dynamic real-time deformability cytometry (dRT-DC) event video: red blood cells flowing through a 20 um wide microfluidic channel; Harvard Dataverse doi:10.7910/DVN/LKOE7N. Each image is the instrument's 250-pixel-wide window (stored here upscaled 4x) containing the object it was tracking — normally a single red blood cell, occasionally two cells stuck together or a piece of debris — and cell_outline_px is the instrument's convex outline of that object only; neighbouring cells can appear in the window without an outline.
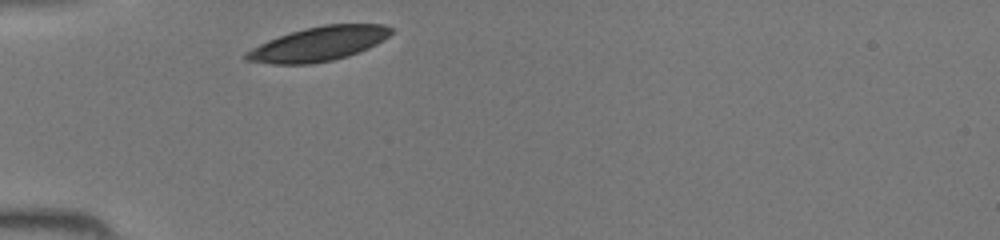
{"species": "common noctule bat (a hibernating species)", "species_latin": "Nyctalus noctula", "temperature_condition": "room temperature", "stored_images_in_passage": 27, "camera_frame_rate_fps": 3000, "um_per_image_px": 0.085, "animal": {"sex": "female", "body_mass_g": 19.5, "forearm_length_mm": 54.1}, "frame": {"image": 1, "passage_image": 1, "time_ms": 0.0, "image_size_px": [1000, 240], "cell_outline_px": [[392, 32], [384, 40], [360, 52], [348, 56], [332, 60], [308, 64], [272, 64], [244, 60], [244, 52], [268, 40], [304, 28], [324, 24], [384, 24], [392, 28]], "centroid_in_image_um": [27.08, 3.73], "position_along_channel_um": 57.9, "area_um2": 28.9}}
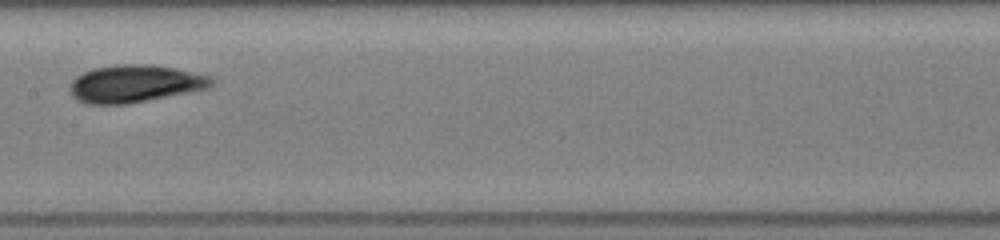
{"frame": {"image": 2, "passage_image": 11, "time_ms": 3.333, "image_size_px": [1000, 240], "cell_outline_px": [[212, 84], [208, 88], [148, 100], [124, 104], [84, 104], [76, 100], [72, 96], [72, 80], [76, 76], [92, 68], [120, 64], [152, 64], [176, 68], [212, 76]], "centroid_in_image_um": [11.46, 7.1], "position_along_channel_um": 195.9, "area_um2": 30.81}}
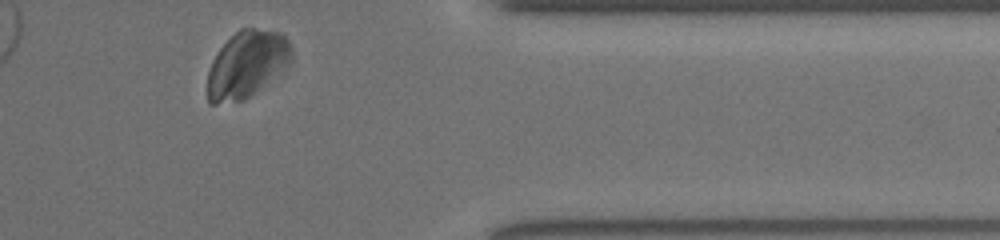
{"frame": {"image": 3, "passage_image": 25, "time_ms": 8.0, "image_size_px": [1000, 240], "cell_outline_px": [[292, 60], [244, 100], [216, 104], [208, 104], [208, 72], [212, 60], [220, 48], [240, 28], [256, 28], [280, 32], [288, 40], [292, 48]], "centroid_in_image_um": [20.95, 5.44], "position_along_channel_um": 390.4, "area_um2": 32.08}}